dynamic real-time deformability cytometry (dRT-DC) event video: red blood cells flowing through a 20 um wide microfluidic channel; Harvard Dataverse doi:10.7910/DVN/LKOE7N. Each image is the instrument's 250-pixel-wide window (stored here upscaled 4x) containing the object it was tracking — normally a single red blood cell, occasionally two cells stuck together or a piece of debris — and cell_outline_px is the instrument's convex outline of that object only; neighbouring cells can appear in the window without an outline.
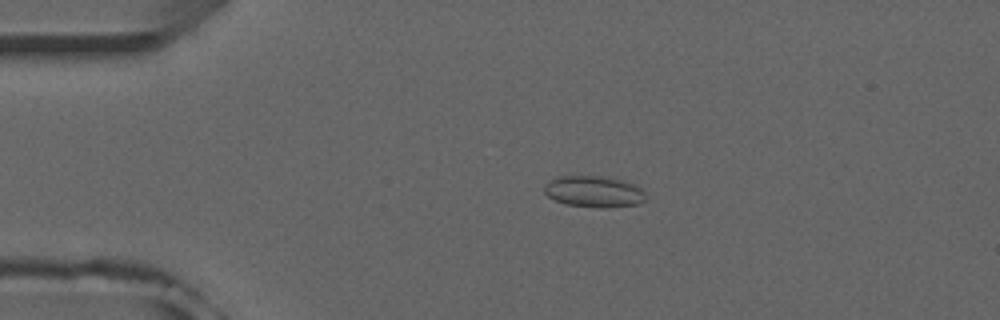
{"species": "common noctule bat (a hibernating species)", "species_latin": "Nyctalus noctula", "temperature_condition": "room temperature", "stored_images_in_passage": 50, "camera_frame_rate_fps": 3000, "um_per_image_px": 0.085, "animal": {"sex": "male", "forearm_length_mm": 52.5}, "frame": {"image": 1, "passage_image": 10, "time_ms": 3.0, "image_size_px": [1000, 320], "cell_outline_px": [[644, 200], [640, 204], [608, 208], [600, 208], [564, 204], [548, 196], [544, 192], [544, 184], [556, 176], [608, 176], [624, 180], [640, 188], [644, 192]], "centroid_in_image_um": [50.47, 16.28], "position_along_channel_um": 34.5, "area_um2": 18.73}}
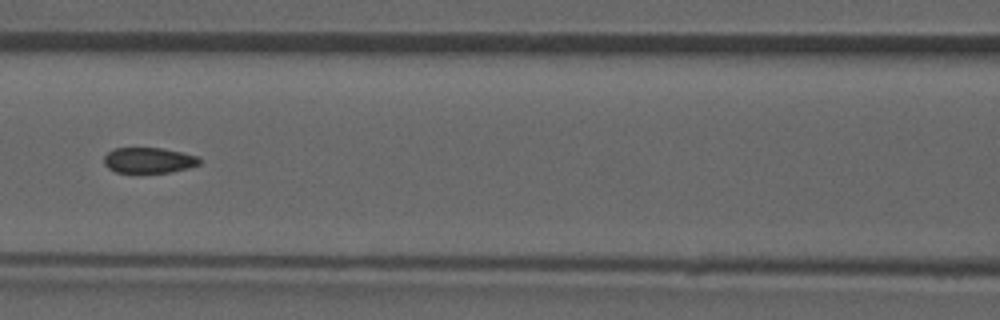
{"frame": {"image": 2, "passage_image": 22, "time_ms": 7.0, "image_size_px": [1000, 320], "cell_outline_px": [[200, 164], [188, 168], [168, 172], [116, 172], [108, 168], [104, 164], [104, 156], [112, 148], [160, 148], [200, 156]], "centroid_in_image_um": [12.64, 13.61], "position_along_channel_um": 154.0, "area_um2": 14.16}}
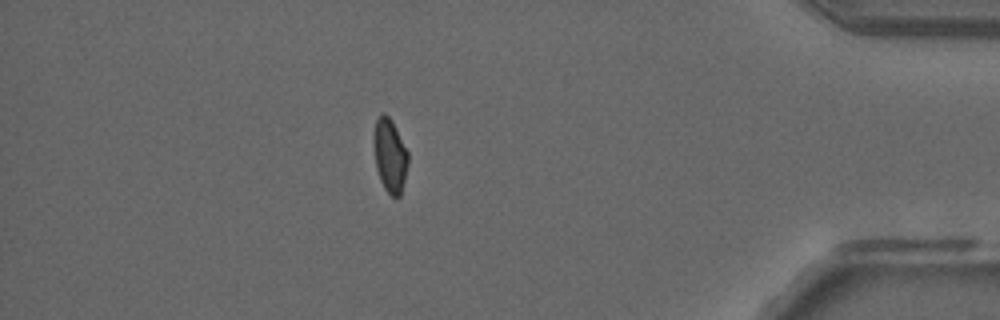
{"frame": {"image": 3, "passage_image": 44, "time_ms": 14.333, "image_size_px": [1000, 320], "cell_outline_px": [[408, 164], [400, 196], [392, 196], [384, 188], [380, 180], [376, 168], [372, 140], [372, 136], [376, 120], [380, 112], [384, 112], [392, 120], [408, 152]], "centroid_in_image_um": [33.11, 13.16], "position_along_channel_um": 402.1, "area_um2": 14.91}, "authors_computed_cell_mechanics": {"area_um2": 15.6349, "velocity_mm_per_s": 3.9775, "shape_relaxation_time_tau1_ms": null, "shape_relaxation_time_tau2_ms": 1.1945, "deformation_change_tau1": null, "deformation_change_tau2": 0.063}}